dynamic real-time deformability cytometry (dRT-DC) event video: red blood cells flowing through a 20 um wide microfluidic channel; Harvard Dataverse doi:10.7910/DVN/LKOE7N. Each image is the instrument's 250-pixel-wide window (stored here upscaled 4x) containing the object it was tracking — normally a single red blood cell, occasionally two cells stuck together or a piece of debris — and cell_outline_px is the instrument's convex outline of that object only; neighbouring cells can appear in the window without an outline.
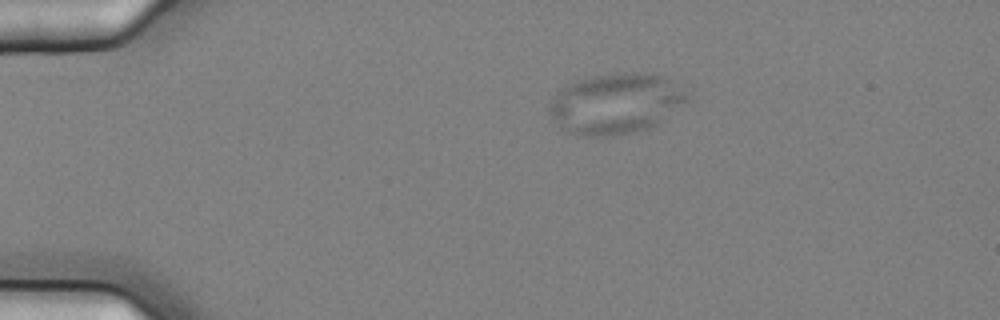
{"species": "common noctule bat (a hibernating species)", "species_latin": "Nyctalus noctula", "temperature_condition": "cold", "stored_images_in_passage": 4, "camera_frame_rate_fps": 3000, "um_per_image_px": 0.085, "animal": {"sex": "female", "body_mass_g": 25.1}, "frame": {"image": 1, "passage_image": 1, "time_ms": 0.0, "image_size_px": [1000, 320], "cell_outline_px": [[692, 100], [656, 124], [648, 128], [632, 132], [612, 136], [584, 136], [560, 128], [548, 112], [548, 104], [556, 92], [568, 84], [592, 76], [616, 72], [644, 72], [664, 76], [688, 92]], "centroid_in_image_um": [52.36, 8.79], "position_along_channel_um": 32.6, "area_um2": 49.01}}
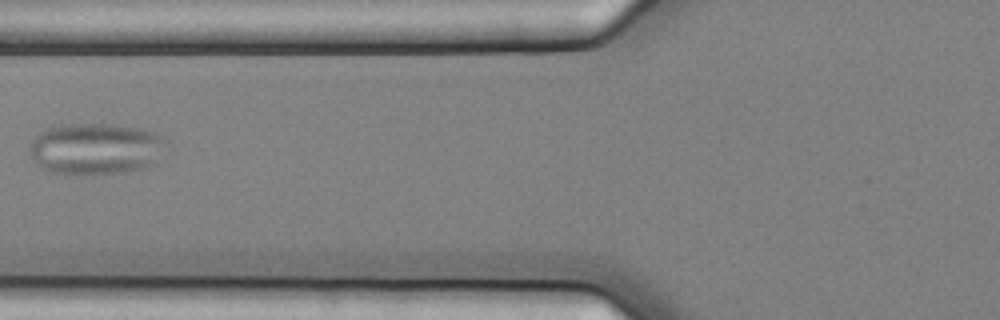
{"frame": {"image": 2, "passage_image": 4, "time_ms": 1.0, "image_size_px": [1000, 320], "cell_outline_px": [[160, 140], [156, 160], [148, 168], [124, 172], [52, 172], [44, 168], [32, 160], [28, 156], [28, 148], [32, 140], [40, 132], [48, 128], [64, 124], [112, 124], [140, 128], [152, 132], [160, 136]], "centroid_in_image_um": [8.02, 12.61], "position_along_channel_um": 117.8, "area_um2": 39.77}}